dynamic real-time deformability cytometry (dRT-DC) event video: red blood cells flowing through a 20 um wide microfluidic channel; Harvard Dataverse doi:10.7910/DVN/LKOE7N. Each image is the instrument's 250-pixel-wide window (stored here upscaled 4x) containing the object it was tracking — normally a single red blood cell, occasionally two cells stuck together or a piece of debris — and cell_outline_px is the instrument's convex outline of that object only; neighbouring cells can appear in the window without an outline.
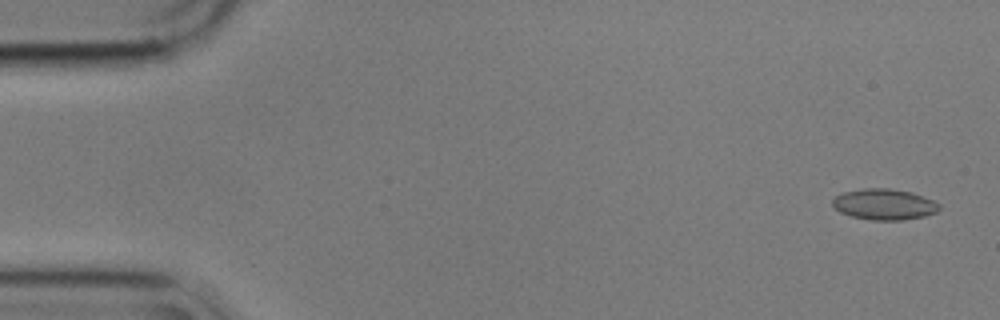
{"species": "common noctule bat (a hibernating species)", "species_latin": "Nyctalus noctula", "temperature_condition": "cold", "stored_images_in_passage": 56, "camera_frame_rate_fps": 3000, "um_per_image_px": 0.085, "animal": {"sex": "male", "body_mass_g": 17.9}, "frame": {"image": 1, "passage_image": 2, "time_ms": 0.333, "image_size_px": [1000, 320], "cell_outline_px": [[940, 208], [936, 212], [924, 216], [904, 220], [872, 220], [852, 216], [840, 212], [832, 204], [832, 200], [836, 196], [844, 192], [864, 188], [888, 188], [912, 192], [932, 200], [940, 204]], "centroid_in_image_um": [75.17, 17.37], "position_along_channel_um": 9.8, "area_um2": 19.13}}
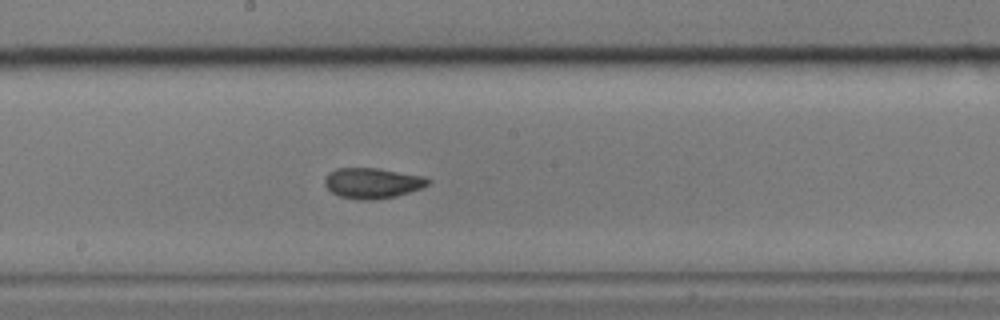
{"frame": {"image": 2, "passage_image": 30, "time_ms": 9.667, "image_size_px": [1000, 320], "cell_outline_px": [[432, 180], [428, 184], [420, 188], [396, 196], [372, 200], [356, 200], [340, 196], [332, 192], [324, 184], [324, 180], [328, 172], [336, 168], [376, 168], [424, 176]], "centroid_in_image_um": [31.63, 15.56], "position_along_channel_um": 216.6, "area_um2": 18.32}}
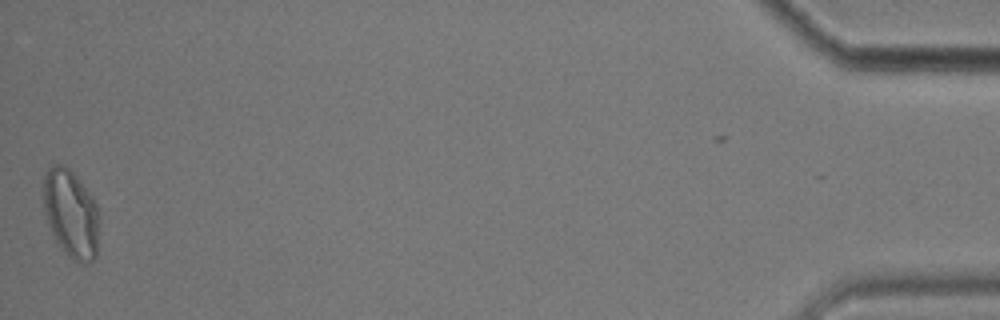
{"frame": {"image": 3, "passage_image": 56, "time_ms": 18.333, "image_size_px": [1000, 320], "cell_outline_px": [[100, 216], [96, 256], [88, 264], [80, 264], [72, 260], [56, 244], [48, 224], [44, 212], [44, 172], [52, 164], [64, 164], [76, 176], [92, 196], [100, 212]], "centroid_in_image_um": [6.04, 18.2], "position_along_channel_um": 429.2, "area_um2": 29.25}, "authors_computed_cell_mechanics": {"area_um2": 18.6694, "velocity_mm_per_s": 3.5316, "shape_relaxation_time_tau1_ms": null, "shape_relaxation_time_tau2_ms": 1.5753, "deformation_change_tau1": null, "deformation_change_tau2": 0.0725}}